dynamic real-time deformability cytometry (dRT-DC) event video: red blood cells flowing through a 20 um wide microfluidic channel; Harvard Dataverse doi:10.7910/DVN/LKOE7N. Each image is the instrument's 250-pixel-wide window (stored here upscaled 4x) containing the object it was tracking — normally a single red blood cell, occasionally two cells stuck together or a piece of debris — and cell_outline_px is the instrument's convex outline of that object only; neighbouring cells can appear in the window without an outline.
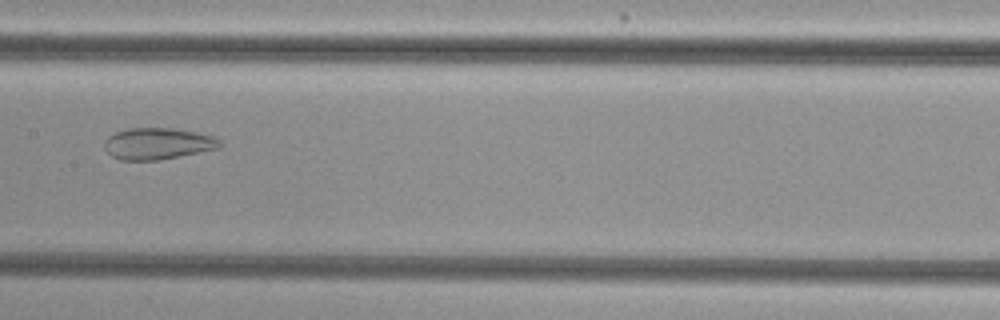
{"species": "common noctule bat (a hibernating species)", "species_latin": "Nyctalus noctula", "temperature_condition": "cold", "stored_images_in_passage": 55, "camera_frame_rate_fps": 3000, "um_per_image_px": 0.085, "animal": {"sex": "female", "body_mass_g": 29.2, "forearm_length_mm": 56.3}, "frame": {"image": 1, "passage_image": 29, "time_ms": 9.333, "image_size_px": [1000, 320], "cell_outline_px": [[220, 148], [160, 160], [120, 160], [112, 156], [104, 148], [104, 144], [108, 136], [116, 132], [132, 128], [172, 128], [196, 132], [216, 136], [220, 140]], "centroid_in_image_um": [13.43, 12.21], "position_along_channel_um": 194.0, "area_um2": 21.21}}
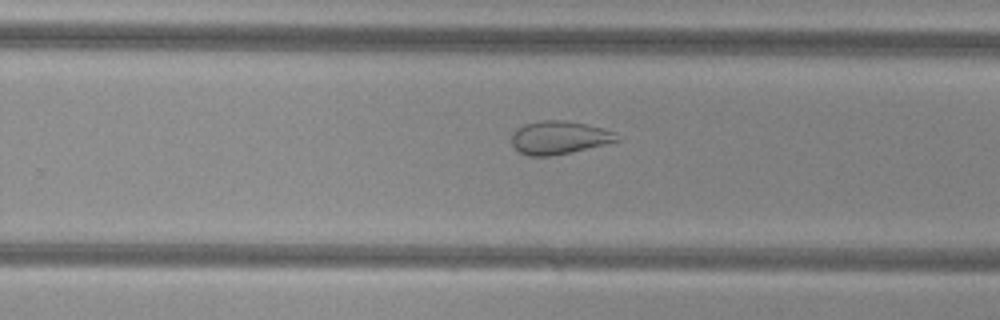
{"frame": {"image": 2, "passage_image": 36, "time_ms": 11.667, "image_size_px": [1000, 320], "cell_outline_px": [[624, 140], [552, 156], [528, 156], [512, 148], [512, 132], [516, 128], [524, 124], [540, 120], [564, 120], [584, 124], [616, 132]], "centroid_in_image_um": [47.52, 11.7], "position_along_channel_um": 282.3, "area_um2": 20.58}}
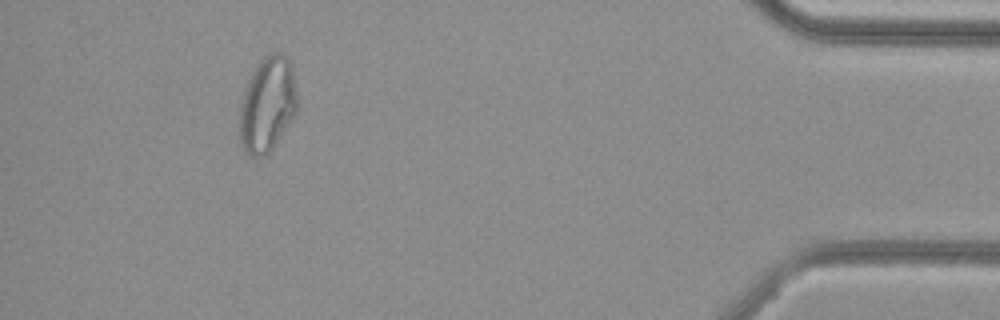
{"frame": {"image": 3, "passage_image": 51, "time_ms": 16.667, "image_size_px": [1000, 320], "cell_outline_px": [[296, 112], [268, 156], [252, 156], [240, 144], [240, 104], [244, 88], [256, 64], [268, 52], [284, 52], [288, 56], [292, 64], [296, 92]], "centroid_in_image_um": [22.73, 8.83], "position_along_channel_um": 412.5, "area_um2": 32.19}, "authors_computed_cell_mechanics": {"area_um2": 29.8248, "velocity_mm_per_s": 3.7993, "shape_relaxation_time_tau1_ms": null, "shape_relaxation_time_tau2_ms": 2.2288, "deformation_change_tau1": null, "deformation_change_tau2": 0.0977}}